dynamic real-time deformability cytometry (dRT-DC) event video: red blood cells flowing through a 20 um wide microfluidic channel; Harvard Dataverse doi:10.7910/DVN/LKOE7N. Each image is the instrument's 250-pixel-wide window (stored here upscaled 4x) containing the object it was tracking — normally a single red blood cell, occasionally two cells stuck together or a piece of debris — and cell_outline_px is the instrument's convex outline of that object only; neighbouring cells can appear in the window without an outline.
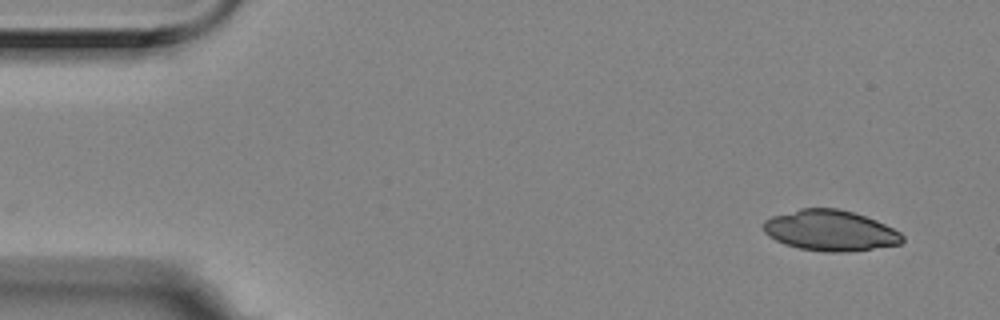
{"species": "Egyptian fruit bat (a non-hibernating species)", "species_latin": "Rousettus aegyptiacus", "temperature_condition": "room temperature", "stored_images_in_passage": 2, "camera_frame_rate_fps": 3000, "um_per_image_px": 0.085, "animal": {"sex": "female"}, "frame": {"image": 1, "passage_image": 2, "time_ms": 0.333, "image_size_px": [1000, 320], "cell_outline_px": [[904, 240], [900, 244], [848, 252], [824, 252], [800, 248], [784, 244], [768, 236], [764, 232], [764, 220], [772, 216], [800, 208], [836, 208], [852, 212], [876, 220], [900, 232], [904, 236]], "centroid_in_image_um": [70.56, 19.6], "position_along_channel_um": 14.4, "area_um2": 32.89}}